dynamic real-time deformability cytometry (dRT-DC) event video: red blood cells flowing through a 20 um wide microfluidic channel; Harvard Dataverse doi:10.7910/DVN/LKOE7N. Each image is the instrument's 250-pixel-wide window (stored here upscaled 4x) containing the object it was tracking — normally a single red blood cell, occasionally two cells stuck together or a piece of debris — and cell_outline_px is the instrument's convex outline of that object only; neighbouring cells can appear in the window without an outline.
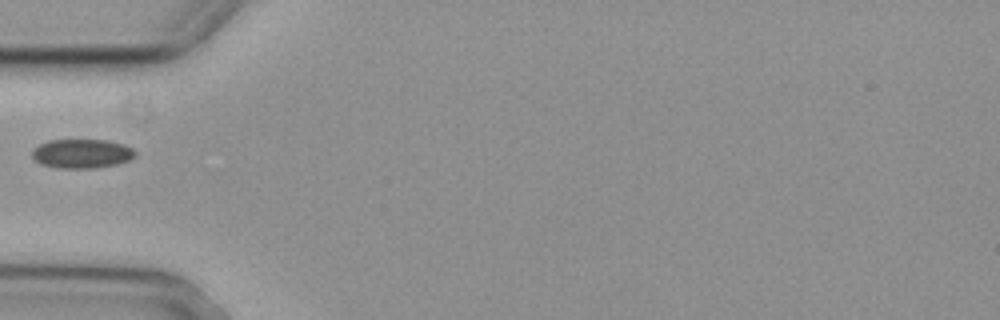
{"species": "common noctule bat (a hibernating species)", "species_latin": "Nyctalus noctula", "temperature_condition": "cold", "stored_images_in_passage": 5, "camera_frame_rate_fps": 3000, "um_per_image_px": 0.085, "animal": {"sex": "female", "body_mass_g": 29.2, "forearm_length_mm": 56.3}, "frame": {"image": 1, "passage_image": 5, "time_ms": 1.333, "image_size_px": [1000, 320], "cell_outline_px": [[136, 156], [128, 160], [116, 164], [92, 168], [60, 168], [40, 164], [32, 156], [32, 148], [48, 140], [108, 140], [124, 144], [132, 148], [136, 152]], "centroid_in_image_um": [6.95, 13.05], "position_along_channel_um": 78.1, "area_um2": 17.51}}